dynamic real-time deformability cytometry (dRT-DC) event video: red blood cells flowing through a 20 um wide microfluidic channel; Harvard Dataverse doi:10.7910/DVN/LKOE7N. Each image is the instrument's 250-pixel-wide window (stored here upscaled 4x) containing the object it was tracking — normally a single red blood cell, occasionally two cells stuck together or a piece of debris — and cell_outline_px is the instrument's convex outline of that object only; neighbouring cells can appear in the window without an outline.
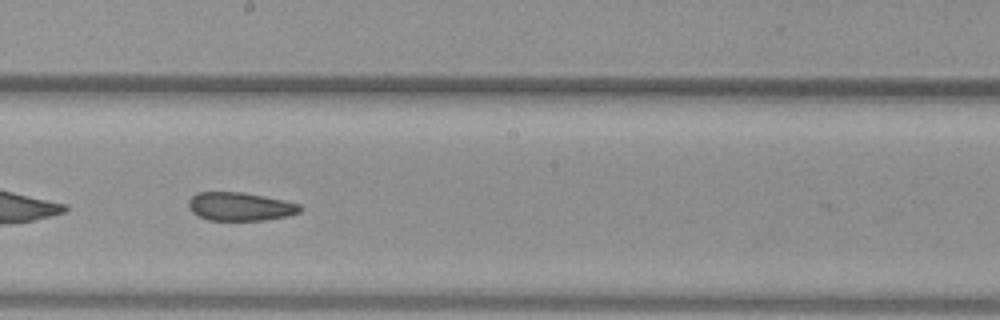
{"species": "common noctule bat (a hibernating species)", "species_latin": "Nyctalus noctula", "temperature_condition": "warm", "stored_images_in_passage": 21, "camera_frame_rate_fps": 3000, "um_per_image_px": 0.085, "animal": {"sex": "female", "body_mass_g": 29.2, "forearm_length_mm": 56.3}, "frame": {"image": 1, "passage_image": 15, "time_ms": 4.667, "image_size_px": [1000, 320], "cell_outline_px": [[304, 208], [300, 212], [288, 216], [268, 220], [208, 220], [196, 216], [188, 208], [188, 200], [196, 192], [240, 192], [264, 196], [284, 200], [300, 204]], "centroid_in_image_um": [20.41, 17.56], "position_along_channel_um": 227.8, "area_um2": 18.73}}
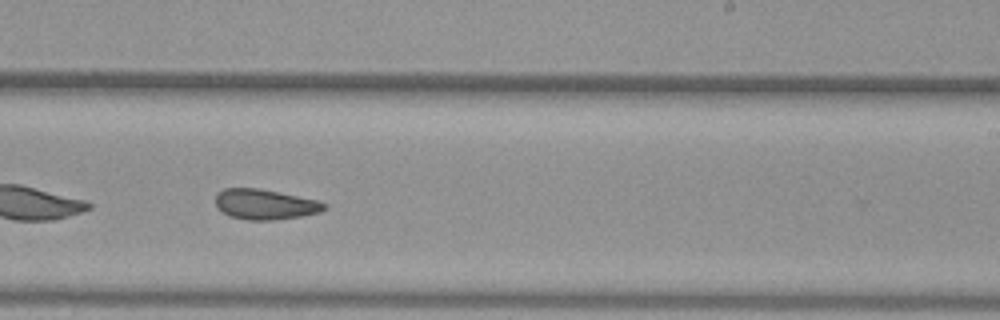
{"frame": {"image": 2, "passage_image": 18, "time_ms": 5.667, "image_size_px": [1000, 320], "cell_outline_px": [[328, 208], [320, 212], [300, 216], [272, 220], [248, 220], [232, 216], [216, 208], [216, 192], [224, 188], [256, 188], [316, 200], [328, 204]], "centroid_in_image_um": [22.51, 17.37], "position_along_channel_um": 266.5, "area_um2": 18.96}}